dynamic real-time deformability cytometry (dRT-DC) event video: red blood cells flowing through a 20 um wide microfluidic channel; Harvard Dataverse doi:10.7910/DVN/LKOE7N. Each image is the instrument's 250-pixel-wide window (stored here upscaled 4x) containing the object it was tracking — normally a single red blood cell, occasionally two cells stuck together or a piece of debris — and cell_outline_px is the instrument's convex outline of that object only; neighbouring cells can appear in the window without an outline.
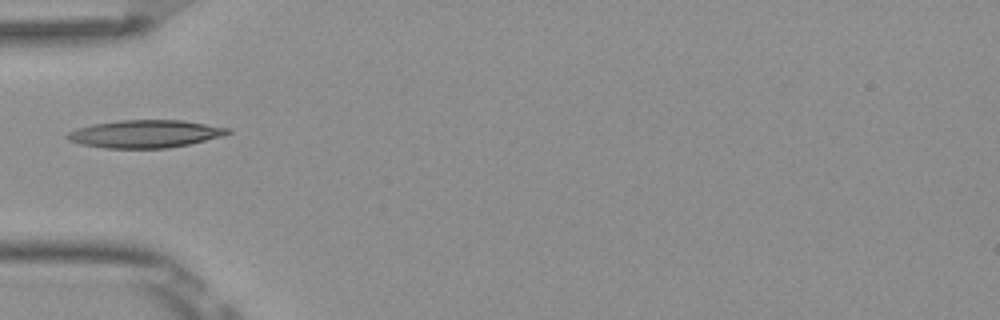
{"species": "Egyptian fruit bat (a non-hibernating species)", "species_latin": "Rousettus aegyptiacus", "temperature_condition": "room temperature", "stored_images_in_passage": 5, "camera_frame_rate_fps": 3000, "um_per_image_px": 0.085, "frame": {"image": 1, "passage_image": 4, "time_ms": 1.0, "image_size_px": [1000, 320], "cell_outline_px": [[232, 132], [224, 136], [188, 144], [168, 148], [104, 148], [80, 144], [68, 140], [64, 136], [68, 132], [76, 128], [92, 124], [120, 120], [184, 120], [232, 128]], "centroid_in_image_um": [12.35, 11.37], "position_along_channel_um": 72.7, "area_um2": 26.18}}
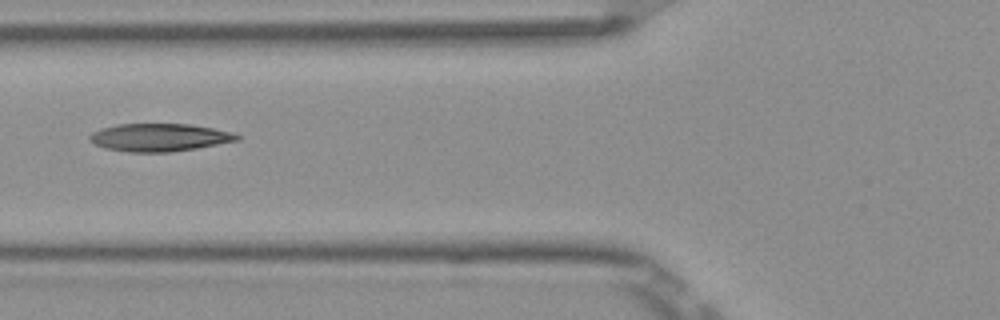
{"frame": {"image": 2, "passage_image": 5, "time_ms": 1.333, "image_size_px": [1000, 320], "cell_outline_px": [[240, 140], [196, 148], [168, 152], [128, 152], [104, 148], [88, 140], [88, 136], [92, 132], [100, 128], [116, 124], [192, 124], [236, 132], [240, 136]], "centroid_in_image_um": [13.55, 11.67], "position_along_channel_um": 112.2, "area_um2": 24.1}}